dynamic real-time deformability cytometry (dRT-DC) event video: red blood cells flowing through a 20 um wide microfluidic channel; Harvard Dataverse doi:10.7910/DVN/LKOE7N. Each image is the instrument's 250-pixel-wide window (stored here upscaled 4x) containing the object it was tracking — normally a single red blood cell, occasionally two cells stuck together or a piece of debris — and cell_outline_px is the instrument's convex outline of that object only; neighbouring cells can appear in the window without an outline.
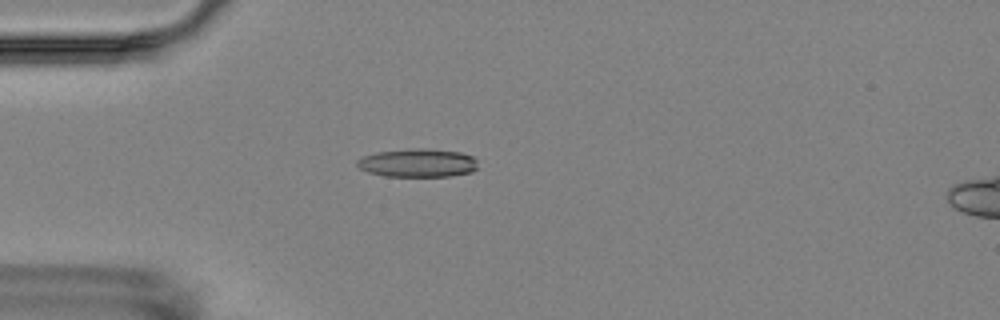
{"species": "Egyptian fruit bat (a non-hibernating species)", "species_latin": "Rousettus aegyptiacus", "temperature_condition": "room temperature", "stored_images_in_passage": 5, "camera_frame_rate_fps": 3000, "um_per_image_px": 0.085, "animal": {"sex": "female"}, "frame": {"image": 1, "passage_image": 5, "time_ms": 4.333, "image_size_px": [1000, 320], "cell_outline_px": [[476, 168], [472, 172], [448, 176], [384, 176], [368, 172], [360, 168], [356, 164], [356, 160], [364, 156], [376, 152], [416, 148], [428, 148], [460, 152], [472, 156], [476, 160]], "centroid_in_image_um": [35.5, 13.84], "position_along_channel_um": 49.5, "area_um2": 19.94}}